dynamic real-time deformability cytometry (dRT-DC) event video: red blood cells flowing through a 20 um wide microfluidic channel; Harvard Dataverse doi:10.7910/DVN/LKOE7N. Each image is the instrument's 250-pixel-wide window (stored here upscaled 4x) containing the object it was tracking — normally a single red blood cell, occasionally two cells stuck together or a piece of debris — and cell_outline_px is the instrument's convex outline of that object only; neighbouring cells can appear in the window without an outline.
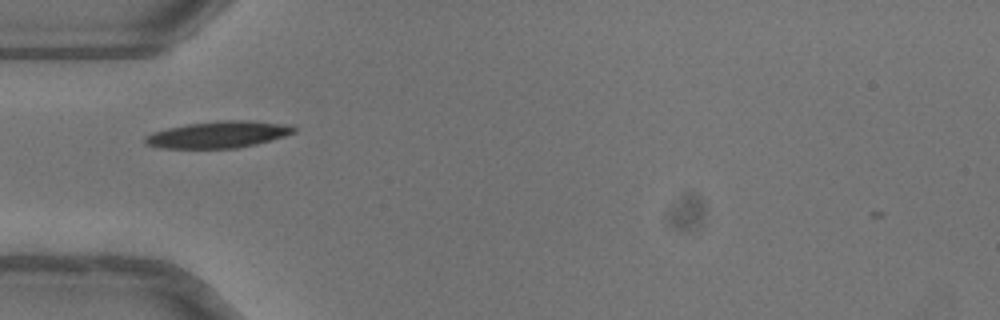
{"species": "common noctule bat (a hibernating species)", "species_latin": "Nyctalus noctula", "temperature_condition": "warm", "stored_images_in_passage": 4, "camera_frame_rate_fps": 3000, "um_per_image_px": 0.085, "animal": {"sex": "female"}, "frame": {"image": 1, "passage_image": 1, "time_ms": 0.0, "image_size_px": [1000, 320], "cell_outline_px": [[296, 132], [272, 140], [256, 144], [236, 148], [160, 148], [144, 144], [144, 136], [152, 132], [168, 128], [188, 124], [216, 120], [248, 120], [292, 124], [296, 128]], "centroid_in_image_um": [18.58, 11.43], "position_along_channel_um": 66.4, "area_um2": 23.41}}
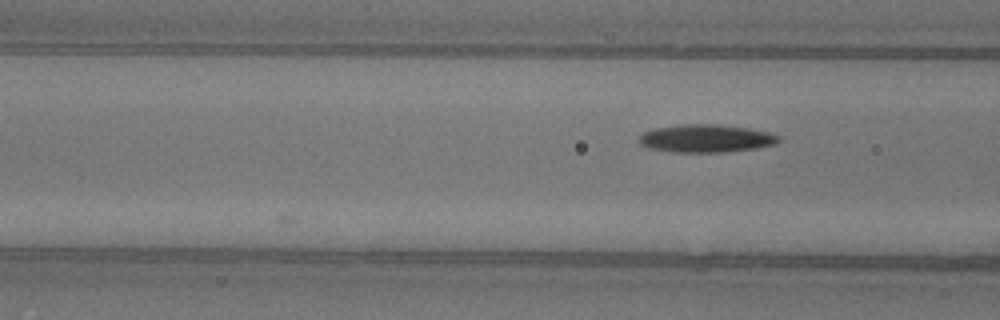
{"frame": {"image": 2, "passage_image": 4, "time_ms": 1.0, "image_size_px": [1000, 320], "cell_outline_px": [[780, 140], [776, 144], [756, 148], [724, 152], [668, 152], [648, 148], [640, 144], [636, 140], [644, 132], [656, 128], [684, 124], [720, 124], [748, 128], [768, 132], [780, 136]], "centroid_in_image_um": [59.99, 11.77], "position_along_channel_um": 106.6, "area_um2": 22.83}}